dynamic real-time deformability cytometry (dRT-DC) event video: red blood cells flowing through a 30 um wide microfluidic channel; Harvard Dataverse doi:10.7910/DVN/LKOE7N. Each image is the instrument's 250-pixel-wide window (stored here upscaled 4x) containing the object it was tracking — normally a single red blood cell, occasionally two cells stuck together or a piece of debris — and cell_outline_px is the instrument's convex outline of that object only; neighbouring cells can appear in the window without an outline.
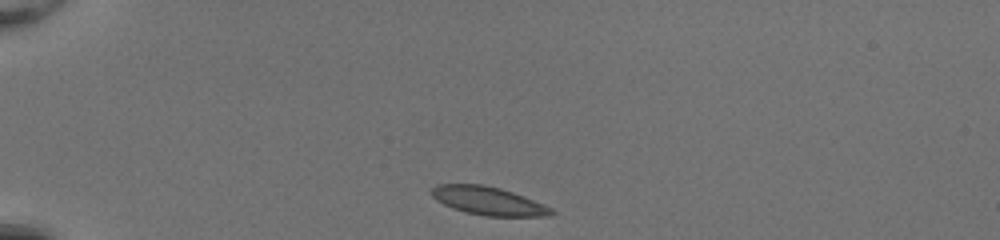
{"species": "common noctule bat (a hibernating species)", "species_latin": "Nyctalus noctula", "temperature_condition": "room temperature", "stored_images_in_passage": 39, "camera_frame_rate_fps": 3000, "um_per_image_px": 0.085, "animal": {"sex": "female", "body_mass_g": 20.0, "forearm_length_mm": 54.0}, "frame": {"image": 1, "passage_image": 1, "time_ms": 0.0, "image_size_px": [1000, 240], "cell_outline_px": [[556, 212], [552, 216], [484, 216], [464, 212], [452, 208], [436, 200], [432, 196], [432, 188], [436, 184], [484, 184], [500, 188], [512, 192], [544, 204], [552, 208]], "centroid_in_image_um": [41.52, 17.08], "position_along_channel_um": 43.5, "area_um2": 19.83}}
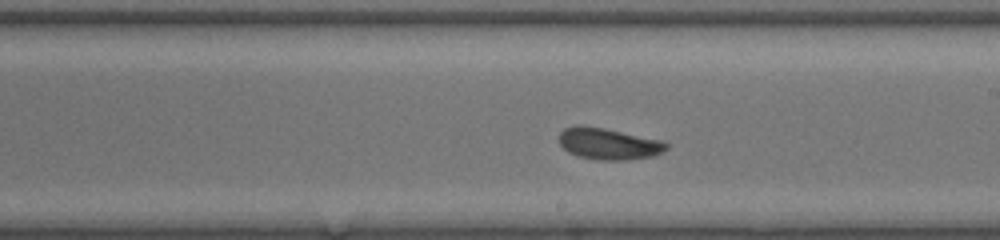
{"frame": {"image": 2, "passage_image": 19, "time_ms": 6.0, "image_size_px": [1000, 240], "cell_outline_px": [[668, 148], [652, 156], [628, 160], [600, 160], [576, 156], [568, 152], [560, 144], [560, 132], [564, 128], [576, 124], [580, 124], [604, 128], [664, 140], [668, 144]], "centroid_in_image_um": [51.72, 12.21], "position_along_channel_um": 237.3, "area_um2": 19.88}}
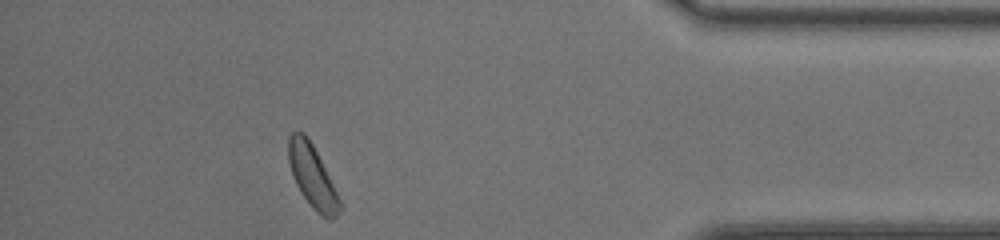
{"frame": {"image": 3, "passage_image": 34, "time_ms": 11.0, "image_size_px": [1000, 240], "cell_outline_px": [[344, 208], [332, 220], [328, 220], [316, 212], [300, 192], [292, 176], [288, 160], [288, 136], [296, 128], [304, 132], [312, 144]], "centroid_in_image_um": [26.52, 14.99], "position_along_channel_um": 408.7, "area_um2": 18.67}, "authors_computed_cell_mechanics": {"area_um2": 19.5942, "velocity_mm_per_s": 4.0888, "shape_relaxation_time_tau1_ms": 6.6983, "shape_relaxation_time_tau2_ms": 4.8847, "deformation_change_tau1": 0.17, "deformation_change_tau2": 0.0936}}